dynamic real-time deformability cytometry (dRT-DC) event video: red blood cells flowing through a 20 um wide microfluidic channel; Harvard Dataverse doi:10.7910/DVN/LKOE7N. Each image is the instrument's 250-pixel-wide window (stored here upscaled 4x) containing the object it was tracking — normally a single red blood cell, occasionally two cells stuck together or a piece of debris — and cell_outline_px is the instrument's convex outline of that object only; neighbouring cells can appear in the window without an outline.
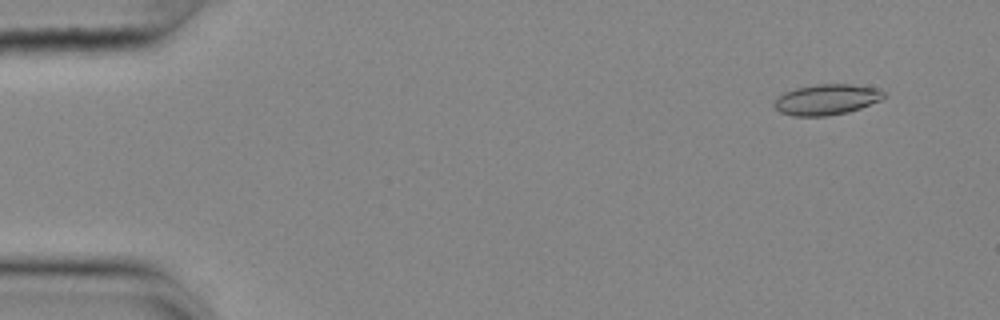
{"species": "common noctule bat (a hibernating species)", "species_latin": "Nyctalus noctula", "temperature_condition": "cold", "stored_images_in_passage": 15, "camera_frame_rate_fps": 3000, "um_per_image_px": 0.085, "animal": {"sex": "female", "body_mass_g": 25.1}, "frame": {"image": 1, "passage_image": 4, "time_ms": 1.0, "image_size_px": [1000, 320], "cell_outline_px": [[884, 96], [880, 100], [860, 108], [848, 112], [828, 116], [792, 116], [780, 112], [772, 104], [784, 92], [796, 88], [816, 84], [852, 84], [880, 88], [884, 92]], "centroid_in_image_um": [70.27, 8.46], "position_along_channel_um": 14.7, "area_um2": 19.59}}